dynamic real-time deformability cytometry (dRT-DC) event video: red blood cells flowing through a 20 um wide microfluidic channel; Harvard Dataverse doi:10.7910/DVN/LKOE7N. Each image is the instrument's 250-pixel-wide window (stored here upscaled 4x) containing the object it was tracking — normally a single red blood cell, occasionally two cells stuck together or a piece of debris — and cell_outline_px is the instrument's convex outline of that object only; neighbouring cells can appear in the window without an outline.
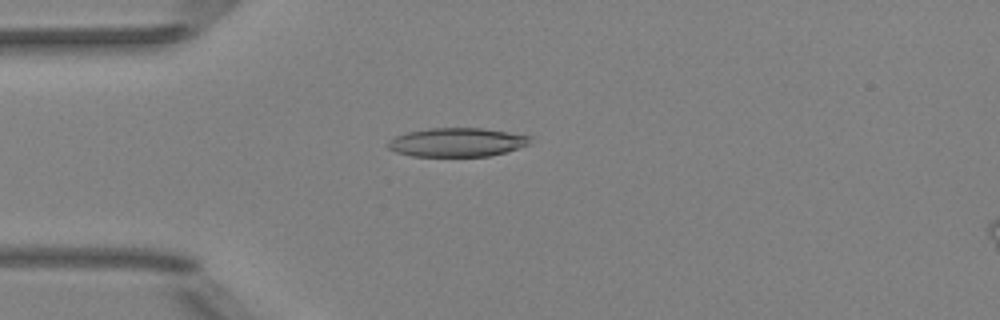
{"species": "Egyptian fruit bat (a non-hibernating species)", "species_latin": "Rousettus aegyptiacus", "temperature_condition": "room temperature", "stored_images_in_passage": 52, "camera_frame_rate_fps": 3000, "um_per_image_px": 0.085, "animal": {"sex": "female"}, "frame": {"image": 1, "passage_image": 14, "time_ms": 4.333, "image_size_px": [1000, 320], "cell_outline_px": [[532, 136], [528, 144], [504, 152], [488, 156], [412, 156], [396, 152], [388, 148], [388, 140], [396, 136], [408, 132], [428, 128], [484, 128]], "centroid_in_image_um": [38.82, 12.09], "position_along_channel_um": 46.2, "area_um2": 23.7}}
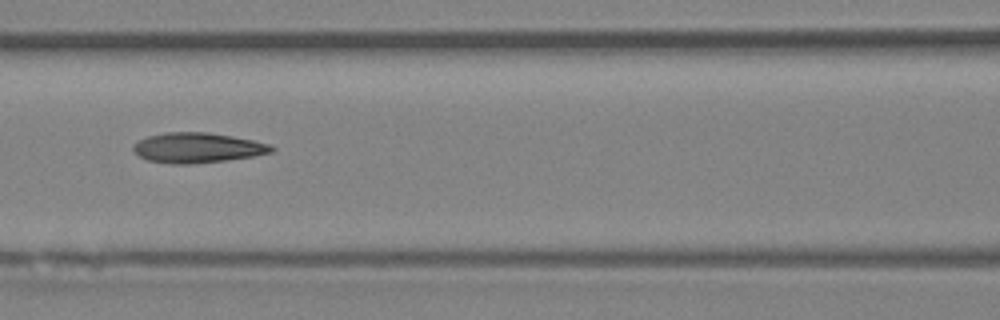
{"frame": {"image": 2, "passage_image": 23, "time_ms": 7.333, "image_size_px": [1000, 320], "cell_outline_px": [[276, 148], [272, 152], [252, 156], [224, 160], [188, 164], [172, 164], [148, 160], [140, 156], [132, 148], [132, 144], [148, 136], [168, 132], [208, 132], [232, 136], [272, 144]], "centroid_in_image_um": [16.79, 12.55], "position_along_channel_um": 149.8, "area_um2": 24.04}}
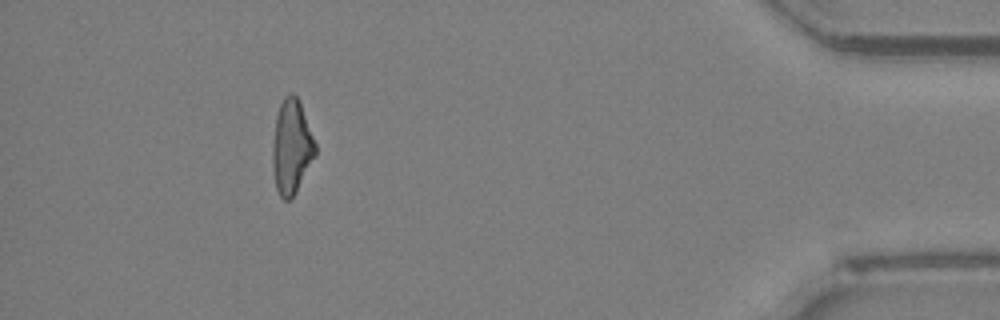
{"frame": {"image": 3, "passage_image": 47, "time_ms": 15.333, "image_size_px": [1000, 320], "cell_outline_px": [[316, 156], [296, 192], [288, 200], [284, 200], [280, 196], [276, 188], [272, 168], [272, 148], [276, 116], [280, 104], [284, 96], [288, 92], [292, 92], [300, 100], [316, 144]], "centroid_in_image_um": [24.79, 12.46], "position_along_channel_um": 410.4, "area_um2": 23.76}, "authors_computed_cell_mechanics": {"area_um2": 23.9581, "velocity_mm_per_s": 4.0046, "shape_relaxation_time_tau1_ms": 9.837, "shape_relaxation_time_tau2_ms": 3.016, "deformation_change_tau1": 0.2545, "deformation_change_tau2": 0.1267}}